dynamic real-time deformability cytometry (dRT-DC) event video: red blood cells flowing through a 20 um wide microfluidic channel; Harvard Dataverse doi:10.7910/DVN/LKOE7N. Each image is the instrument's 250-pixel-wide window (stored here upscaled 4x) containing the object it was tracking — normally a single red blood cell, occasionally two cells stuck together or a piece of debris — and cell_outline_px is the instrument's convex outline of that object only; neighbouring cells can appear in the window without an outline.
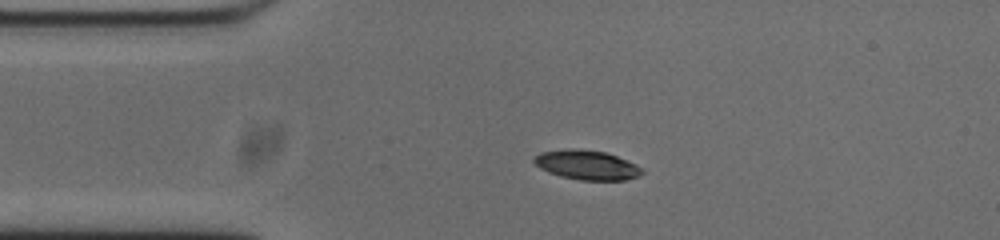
{"species": "common noctule bat (a hibernating species)", "species_latin": "Nyctalus noctula", "temperature_condition": "cold", "stored_images_in_passage": 44, "camera_frame_rate_fps": 3000, "um_per_image_px": 0.085, "animal": {"sex": "male", "body_mass_g": 20.0, "forearm_length_mm": 53.3}, "frame": {"image": 1, "passage_image": 1, "time_ms": 0.0, "image_size_px": [1000, 240], "cell_outline_px": [[644, 172], [636, 176], [624, 180], [580, 180], [560, 176], [548, 172], [540, 168], [532, 160], [540, 152], [564, 148], [580, 148], [604, 152], [616, 156], [636, 164]], "centroid_in_image_um": [49.83, 14.01], "position_along_channel_um": 35.2, "area_um2": 18.5}}
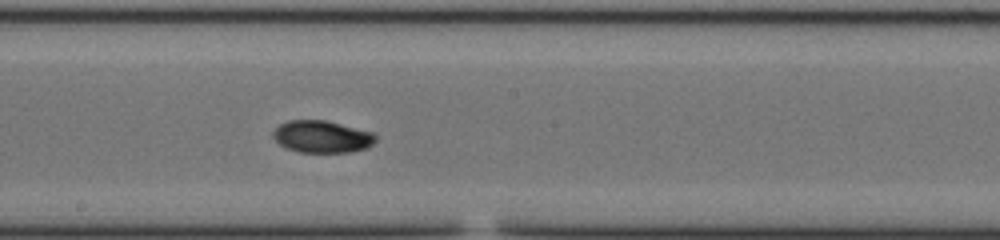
{"frame": {"image": 2, "passage_image": 18, "time_ms": 5.667, "image_size_px": [1000, 240], "cell_outline_px": [[376, 140], [368, 148], [352, 152], [300, 152], [284, 148], [272, 136], [272, 132], [280, 124], [288, 120], [324, 120], [372, 132], [376, 136]], "centroid_in_image_um": [27.35, 11.62], "position_along_channel_um": 220.8, "area_um2": 19.19}}
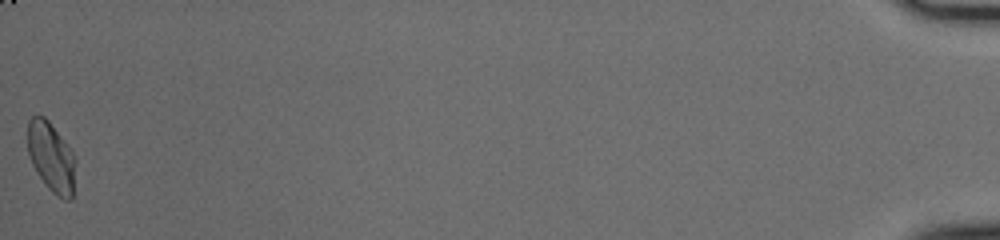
{"frame": {"image": 3, "passage_image": 44, "time_ms": 14.333, "image_size_px": [1000, 240], "cell_outline_px": [[76, 160], [72, 200], [64, 200], [56, 196], [48, 188], [36, 172], [32, 164], [28, 152], [28, 120], [32, 116], [44, 116], [48, 120], [76, 156]], "centroid_in_image_um": [4.37, 13.38], "position_along_channel_um": 430.8, "area_um2": 19.54}, "authors_computed_cell_mechanics": {"area_um2": 18.8428, "velocity_mm_per_s": 3.7194, "shape_relaxation_time_tau1_ms": 3.529, "shape_relaxation_time_tau2_ms": 4.7681, "deformation_change_tau1": 0.166, "deformation_change_tau2": 0.0517}}